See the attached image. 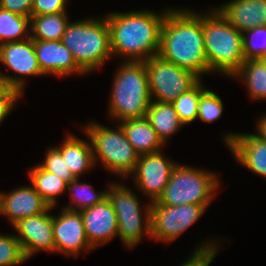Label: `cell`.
I'll list each match as a JSON object with an SVG mask.
<instances>
[{"label": "cell", "instance_id": "26", "mask_svg": "<svg viewBox=\"0 0 266 266\" xmlns=\"http://www.w3.org/2000/svg\"><path fill=\"white\" fill-rule=\"evenodd\" d=\"M80 178H76L67 185L70 192V204L63 207L66 210L78 211L92 207L95 204L103 202L107 198V191L96 192L94 188L87 183H81ZM74 204V205H73Z\"/></svg>", "mask_w": 266, "mask_h": 266}, {"label": "cell", "instance_id": "3", "mask_svg": "<svg viewBox=\"0 0 266 266\" xmlns=\"http://www.w3.org/2000/svg\"><path fill=\"white\" fill-rule=\"evenodd\" d=\"M205 54L209 71L232 77L245 61L242 32L215 7L202 14Z\"/></svg>", "mask_w": 266, "mask_h": 266}, {"label": "cell", "instance_id": "13", "mask_svg": "<svg viewBox=\"0 0 266 266\" xmlns=\"http://www.w3.org/2000/svg\"><path fill=\"white\" fill-rule=\"evenodd\" d=\"M53 238L55 252L66 257H78L82 250L88 252L94 248L90 245L83 225L81 213L64 208L58 216L53 215Z\"/></svg>", "mask_w": 266, "mask_h": 266}, {"label": "cell", "instance_id": "22", "mask_svg": "<svg viewBox=\"0 0 266 266\" xmlns=\"http://www.w3.org/2000/svg\"><path fill=\"white\" fill-rule=\"evenodd\" d=\"M146 118L165 145L172 135L183 126L172 103L151 101Z\"/></svg>", "mask_w": 266, "mask_h": 266}, {"label": "cell", "instance_id": "29", "mask_svg": "<svg viewBox=\"0 0 266 266\" xmlns=\"http://www.w3.org/2000/svg\"><path fill=\"white\" fill-rule=\"evenodd\" d=\"M242 36L245 60L266 58V25L246 30Z\"/></svg>", "mask_w": 266, "mask_h": 266}, {"label": "cell", "instance_id": "36", "mask_svg": "<svg viewBox=\"0 0 266 266\" xmlns=\"http://www.w3.org/2000/svg\"><path fill=\"white\" fill-rule=\"evenodd\" d=\"M21 97H0V125Z\"/></svg>", "mask_w": 266, "mask_h": 266}, {"label": "cell", "instance_id": "16", "mask_svg": "<svg viewBox=\"0 0 266 266\" xmlns=\"http://www.w3.org/2000/svg\"><path fill=\"white\" fill-rule=\"evenodd\" d=\"M225 145L240 165L266 177V141L254 134L228 133Z\"/></svg>", "mask_w": 266, "mask_h": 266}, {"label": "cell", "instance_id": "18", "mask_svg": "<svg viewBox=\"0 0 266 266\" xmlns=\"http://www.w3.org/2000/svg\"><path fill=\"white\" fill-rule=\"evenodd\" d=\"M2 214L7 216L12 227L23 218L46 212L50 206L33 186H21L8 193H1Z\"/></svg>", "mask_w": 266, "mask_h": 266}, {"label": "cell", "instance_id": "28", "mask_svg": "<svg viewBox=\"0 0 266 266\" xmlns=\"http://www.w3.org/2000/svg\"><path fill=\"white\" fill-rule=\"evenodd\" d=\"M205 90L201 79L193 88L171 102L183 125L196 121L200 96Z\"/></svg>", "mask_w": 266, "mask_h": 266}, {"label": "cell", "instance_id": "12", "mask_svg": "<svg viewBox=\"0 0 266 266\" xmlns=\"http://www.w3.org/2000/svg\"><path fill=\"white\" fill-rule=\"evenodd\" d=\"M161 151L140 155L131 176L137 187L150 199L156 201L170 180L176 162L169 160Z\"/></svg>", "mask_w": 266, "mask_h": 266}, {"label": "cell", "instance_id": "11", "mask_svg": "<svg viewBox=\"0 0 266 266\" xmlns=\"http://www.w3.org/2000/svg\"><path fill=\"white\" fill-rule=\"evenodd\" d=\"M0 62L20 76L3 74L9 84L21 94L24 92V76H43L34 48V40L7 42L0 45Z\"/></svg>", "mask_w": 266, "mask_h": 266}, {"label": "cell", "instance_id": "31", "mask_svg": "<svg viewBox=\"0 0 266 266\" xmlns=\"http://www.w3.org/2000/svg\"><path fill=\"white\" fill-rule=\"evenodd\" d=\"M222 112L223 101L220 96L206 89L200 96L197 119L211 124L221 118Z\"/></svg>", "mask_w": 266, "mask_h": 266}, {"label": "cell", "instance_id": "32", "mask_svg": "<svg viewBox=\"0 0 266 266\" xmlns=\"http://www.w3.org/2000/svg\"><path fill=\"white\" fill-rule=\"evenodd\" d=\"M44 170L56 174L67 183L75 180L61 152L54 146L46 150L44 162L39 164Z\"/></svg>", "mask_w": 266, "mask_h": 266}, {"label": "cell", "instance_id": "38", "mask_svg": "<svg viewBox=\"0 0 266 266\" xmlns=\"http://www.w3.org/2000/svg\"><path fill=\"white\" fill-rule=\"evenodd\" d=\"M257 127V133H255L257 136H259L262 140L266 141V113L265 115L260 117V120H258Z\"/></svg>", "mask_w": 266, "mask_h": 266}, {"label": "cell", "instance_id": "30", "mask_svg": "<svg viewBox=\"0 0 266 266\" xmlns=\"http://www.w3.org/2000/svg\"><path fill=\"white\" fill-rule=\"evenodd\" d=\"M27 259L19 240L13 235L0 234V266H16Z\"/></svg>", "mask_w": 266, "mask_h": 266}, {"label": "cell", "instance_id": "39", "mask_svg": "<svg viewBox=\"0 0 266 266\" xmlns=\"http://www.w3.org/2000/svg\"><path fill=\"white\" fill-rule=\"evenodd\" d=\"M1 193H2V192H0V215L2 214V208H1Z\"/></svg>", "mask_w": 266, "mask_h": 266}, {"label": "cell", "instance_id": "33", "mask_svg": "<svg viewBox=\"0 0 266 266\" xmlns=\"http://www.w3.org/2000/svg\"><path fill=\"white\" fill-rule=\"evenodd\" d=\"M216 242V243H215ZM218 240L216 239L208 242H203L200 246L194 250L193 254L188 257L187 261H184L180 266H210L217 253L219 252ZM218 245V246H217Z\"/></svg>", "mask_w": 266, "mask_h": 266}, {"label": "cell", "instance_id": "15", "mask_svg": "<svg viewBox=\"0 0 266 266\" xmlns=\"http://www.w3.org/2000/svg\"><path fill=\"white\" fill-rule=\"evenodd\" d=\"M80 213L87 239L94 249L108 243L118 235L116 213L108 198L81 210Z\"/></svg>", "mask_w": 266, "mask_h": 266}, {"label": "cell", "instance_id": "20", "mask_svg": "<svg viewBox=\"0 0 266 266\" xmlns=\"http://www.w3.org/2000/svg\"><path fill=\"white\" fill-rule=\"evenodd\" d=\"M119 124L139 155L160 152L165 146L146 117L127 119Z\"/></svg>", "mask_w": 266, "mask_h": 266}, {"label": "cell", "instance_id": "4", "mask_svg": "<svg viewBox=\"0 0 266 266\" xmlns=\"http://www.w3.org/2000/svg\"><path fill=\"white\" fill-rule=\"evenodd\" d=\"M113 77L109 116L118 122L146 117L152 98L145 62L123 61Z\"/></svg>", "mask_w": 266, "mask_h": 266}, {"label": "cell", "instance_id": "8", "mask_svg": "<svg viewBox=\"0 0 266 266\" xmlns=\"http://www.w3.org/2000/svg\"><path fill=\"white\" fill-rule=\"evenodd\" d=\"M107 198L116 213L118 236L126 247L132 249L144 235L151 237V203L144 208L143 215L135 192L116 182L109 186Z\"/></svg>", "mask_w": 266, "mask_h": 266}, {"label": "cell", "instance_id": "34", "mask_svg": "<svg viewBox=\"0 0 266 266\" xmlns=\"http://www.w3.org/2000/svg\"><path fill=\"white\" fill-rule=\"evenodd\" d=\"M67 1L68 0H34L31 16L68 12L66 8Z\"/></svg>", "mask_w": 266, "mask_h": 266}, {"label": "cell", "instance_id": "27", "mask_svg": "<svg viewBox=\"0 0 266 266\" xmlns=\"http://www.w3.org/2000/svg\"><path fill=\"white\" fill-rule=\"evenodd\" d=\"M28 38H30V17L0 8V45Z\"/></svg>", "mask_w": 266, "mask_h": 266}, {"label": "cell", "instance_id": "35", "mask_svg": "<svg viewBox=\"0 0 266 266\" xmlns=\"http://www.w3.org/2000/svg\"><path fill=\"white\" fill-rule=\"evenodd\" d=\"M34 0H0V8L14 14L31 17Z\"/></svg>", "mask_w": 266, "mask_h": 266}, {"label": "cell", "instance_id": "23", "mask_svg": "<svg viewBox=\"0 0 266 266\" xmlns=\"http://www.w3.org/2000/svg\"><path fill=\"white\" fill-rule=\"evenodd\" d=\"M30 183L43 200L55 208L58 196L66 192L68 183L56 174L44 170L39 164L29 170Z\"/></svg>", "mask_w": 266, "mask_h": 266}, {"label": "cell", "instance_id": "10", "mask_svg": "<svg viewBox=\"0 0 266 266\" xmlns=\"http://www.w3.org/2000/svg\"><path fill=\"white\" fill-rule=\"evenodd\" d=\"M209 205H161L151 202V239L174 241L201 218Z\"/></svg>", "mask_w": 266, "mask_h": 266}, {"label": "cell", "instance_id": "6", "mask_svg": "<svg viewBox=\"0 0 266 266\" xmlns=\"http://www.w3.org/2000/svg\"><path fill=\"white\" fill-rule=\"evenodd\" d=\"M110 129L95 121L82 130L92 143L94 163L99 160L109 172L127 179L134 172L139 154L127 140L120 124Z\"/></svg>", "mask_w": 266, "mask_h": 266}, {"label": "cell", "instance_id": "5", "mask_svg": "<svg viewBox=\"0 0 266 266\" xmlns=\"http://www.w3.org/2000/svg\"><path fill=\"white\" fill-rule=\"evenodd\" d=\"M85 72L101 68L111 57L110 28L105 16L69 22L61 39Z\"/></svg>", "mask_w": 266, "mask_h": 266}, {"label": "cell", "instance_id": "14", "mask_svg": "<svg viewBox=\"0 0 266 266\" xmlns=\"http://www.w3.org/2000/svg\"><path fill=\"white\" fill-rule=\"evenodd\" d=\"M52 209L50 207L44 213L23 218L13 226L27 260L40 251L55 252L53 215L49 213Z\"/></svg>", "mask_w": 266, "mask_h": 266}, {"label": "cell", "instance_id": "1", "mask_svg": "<svg viewBox=\"0 0 266 266\" xmlns=\"http://www.w3.org/2000/svg\"><path fill=\"white\" fill-rule=\"evenodd\" d=\"M193 11L169 8L162 24L158 55L201 78L211 72L205 54L202 13Z\"/></svg>", "mask_w": 266, "mask_h": 266}, {"label": "cell", "instance_id": "24", "mask_svg": "<svg viewBox=\"0 0 266 266\" xmlns=\"http://www.w3.org/2000/svg\"><path fill=\"white\" fill-rule=\"evenodd\" d=\"M67 12L30 17V38L33 40L59 41L70 22Z\"/></svg>", "mask_w": 266, "mask_h": 266}, {"label": "cell", "instance_id": "21", "mask_svg": "<svg viewBox=\"0 0 266 266\" xmlns=\"http://www.w3.org/2000/svg\"><path fill=\"white\" fill-rule=\"evenodd\" d=\"M55 147L61 152L75 178H80L85 171L95 166L91 140L88 142L70 134L66 135L60 146Z\"/></svg>", "mask_w": 266, "mask_h": 266}, {"label": "cell", "instance_id": "7", "mask_svg": "<svg viewBox=\"0 0 266 266\" xmlns=\"http://www.w3.org/2000/svg\"><path fill=\"white\" fill-rule=\"evenodd\" d=\"M219 184L214 171L200 170L177 163L168 184L156 202L169 206L209 205L218 192Z\"/></svg>", "mask_w": 266, "mask_h": 266}, {"label": "cell", "instance_id": "17", "mask_svg": "<svg viewBox=\"0 0 266 266\" xmlns=\"http://www.w3.org/2000/svg\"><path fill=\"white\" fill-rule=\"evenodd\" d=\"M34 48L42 73L58 77L70 74H86L74 60L71 51L61 40H34Z\"/></svg>", "mask_w": 266, "mask_h": 266}, {"label": "cell", "instance_id": "25", "mask_svg": "<svg viewBox=\"0 0 266 266\" xmlns=\"http://www.w3.org/2000/svg\"><path fill=\"white\" fill-rule=\"evenodd\" d=\"M245 82L250 97L254 100H266V61L264 59H248L232 76Z\"/></svg>", "mask_w": 266, "mask_h": 266}, {"label": "cell", "instance_id": "9", "mask_svg": "<svg viewBox=\"0 0 266 266\" xmlns=\"http://www.w3.org/2000/svg\"><path fill=\"white\" fill-rule=\"evenodd\" d=\"M145 67L152 101L171 103L201 80L193 72L168 62L159 55L146 60Z\"/></svg>", "mask_w": 266, "mask_h": 266}, {"label": "cell", "instance_id": "19", "mask_svg": "<svg viewBox=\"0 0 266 266\" xmlns=\"http://www.w3.org/2000/svg\"><path fill=\"white\" fill-rule=\"evenodd\" d=\"M217 9L242 33L266 25V0H232Z\"/></svg>", "mask_w": 266, "mask_h": 266}, {"label": "cell", "instance_id": "2", "mask_svg": "<svg viewBox=\"0 0 266 266\" xmlns=\"http://www.w3.org/2000/svg\"><path fill=\"white\" fill-rule=\"evenodd\" d=\"M168 10L159 14L150 10L107 14L113 57L145 62L158 55L162 24Z\"/></svg>", "mask_w": 266, "mask_h": 266}, {"label": "cell", "instance_id": "37", "mask_svg": "<svg viewBox=\"0 0 266 266\" xmlns=\"http://www.w3.org/2000/svg\"><path fill=\"white\" fill-rule=\"evenodd\" d=\"M22 94L14 89L3 76V73H0V97H22Z\"/></svg>", "mask_w": 266, "mask_h": 266}]
</instances>
